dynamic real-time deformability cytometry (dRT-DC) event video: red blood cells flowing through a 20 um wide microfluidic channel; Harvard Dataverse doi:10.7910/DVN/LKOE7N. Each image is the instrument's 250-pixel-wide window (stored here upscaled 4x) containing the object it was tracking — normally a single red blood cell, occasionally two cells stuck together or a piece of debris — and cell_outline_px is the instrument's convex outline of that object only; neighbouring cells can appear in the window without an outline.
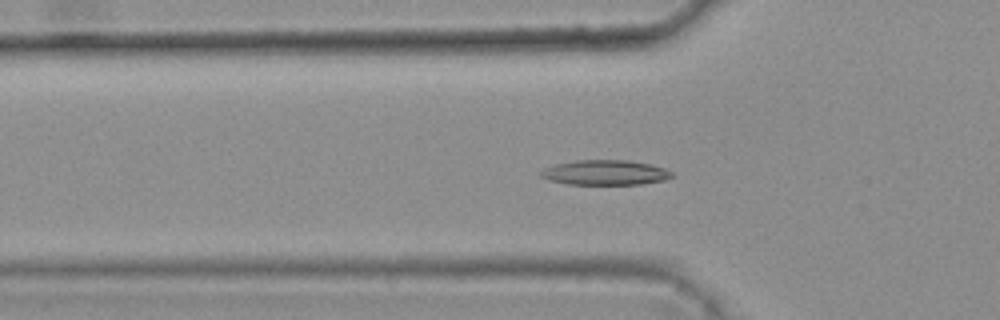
{"species": "common noctule bat (a hibernating species)", "species_latin": "Nyctalus noctula", "temperature_condition": "warm", "stored_images_in_passage": 41, "camera_frame_rate_fps": 3000, "um_per_image_px": 0.085, "animal": {"sex": "female", "body_mass_g": 25.1}, "frame": {"image": 1, "passage_image": 14, "time_ms": 4.333, "image_size_px": [1000, 320], "cell_outline_px": [[676, 176], [664, 180], [640, 184], [568, 184], [548, 180], [540, 176], [540, 172], [544, 168], [556, 164], [576, 160], [628, 160], [652, 164], [664, 168], [672, 172]], "centroid_in_image_um": [51.46, 14.66], "position_along_channel_um": 74.3, "area_um2": 19.13}}
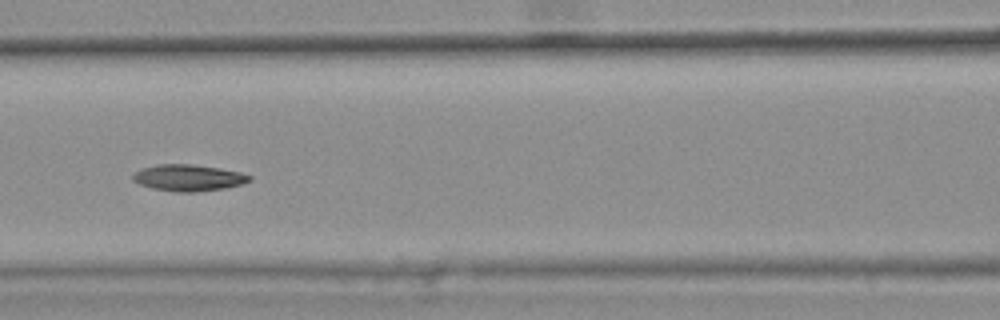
{"frame": {"image": 2, "passage_image": 20, "time_ms": 6.333, "image_size_px": [1000, 320], "cell_outline_px": [[252, 180], [244, 184], [224, 188], [196, 192], [176, 192], [152, 188], [140, 184], [132, 180], [132, 176], [136, 172], [144, 168], [156, 164], [192, 164], [240, 172], [252, 176]], "centroid_in_image_um": [16.03, 15.12], "position_along_channel_um": 150.6, "area_um2": 17.92}}
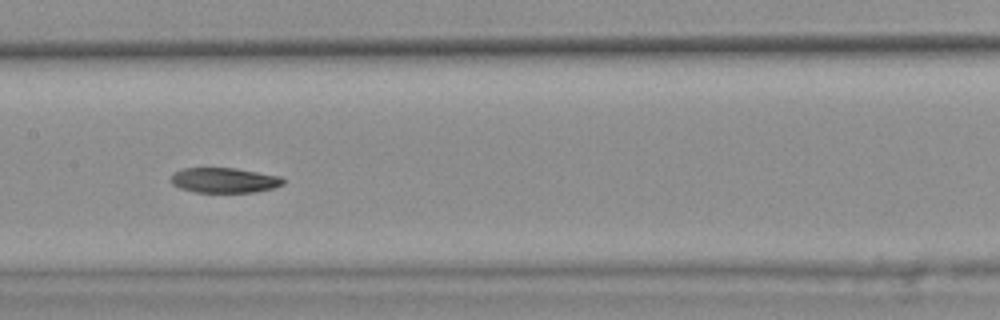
{"frame": {"image": 3, "passage_image": 23, "time_ms": 7.333, "image_size_px": [1000, 320], "cell_outline_px": [[284, 184], [272, 188], [256, 192], [196, 192], [180, 188], [172, 184], [172, 176], [176, 172], [184, 168], [236, 168], [280, 176], [284, 180]], "centroid_in_image_um": [19.09, 15.32], "position_along_channel_um": 188.3, "area_um2": 16.24}, "authors_computed_cell_mechanics": {"area_um2": 17.918, "velocity_mm_per_s": 3.7921, "shape_relaxation_time_tau1_ms": 8.7094, "shape_relaxation_time_tau2_ms": null, "deformation_change_tau1": 0.1916, "deformation_change_tau2": null}}